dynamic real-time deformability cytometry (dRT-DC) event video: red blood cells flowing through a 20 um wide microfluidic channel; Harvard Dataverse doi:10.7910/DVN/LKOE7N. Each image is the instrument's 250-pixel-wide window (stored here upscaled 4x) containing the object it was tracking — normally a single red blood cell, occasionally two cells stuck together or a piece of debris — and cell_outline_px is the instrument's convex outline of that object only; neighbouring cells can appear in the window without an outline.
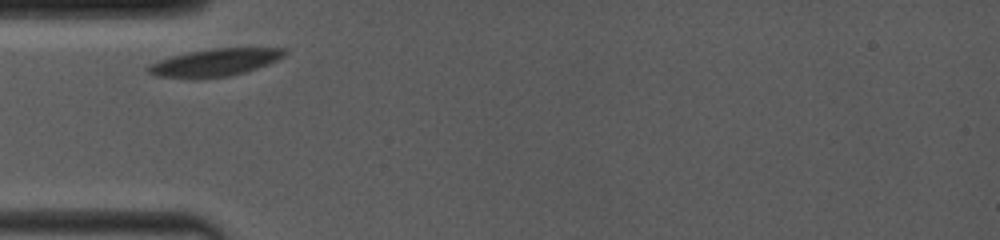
{"species": "common noctule bat (a hibernating species)", "species_latin": "Nyctalus noctula", "temperature_condition": "room temperature", "stored_images_in_passage": 6, "camera_frame_rate_fps": 4000, "um_per_image_px": 0.085, "animal": {"sex": "female", "body_mass_g": 19.0, "forearm_length_mm": 53.3}, "frame": {"image": 1, "passage_image": 1, "time_ms": 0.0, "image_size_px": [1000, 240], "cell_outline_px": [[288, 52], [284, 56], [268, 64], [244, 72], [228, 76], [160, 76], [148, 72], [144, 68], [148, 64], [172, 56], [188, 52], [212, 48], [284, 48]], "centroid_in_image_um": [18.31, 5.26], "position_along_channel_um": 66.7, "area_um2": 20.98}}